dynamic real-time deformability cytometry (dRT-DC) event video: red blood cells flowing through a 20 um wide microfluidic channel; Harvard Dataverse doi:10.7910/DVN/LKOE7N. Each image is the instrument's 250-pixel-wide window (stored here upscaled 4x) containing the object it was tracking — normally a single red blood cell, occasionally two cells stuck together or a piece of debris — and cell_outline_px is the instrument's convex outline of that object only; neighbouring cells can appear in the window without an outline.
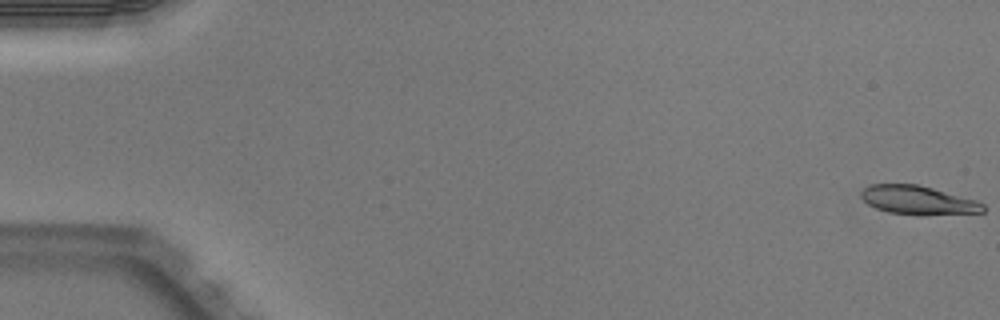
{"species": "Egyptian fruit bat (a non-hibernating species)", "species_latin": "Rousettus aegyptiacus", "temperature_condition": "warm", "stored_images_in_passage": 52, "camera_frame_rate_fps": 3000, "um_per_image_px": 0.085, "animal": {"sex": "male"}, "frame": {"image": 1, "passage_image": 1, "time_ms": 0.0, "image_size_px": [1000, 320], "cell_outline_px": [[984, 212], [920, 216], [888, 212], [876, 208], [868, 204], [860, 196], [860, 192], [864, 188], [872, 184], [916, 184], [932, 188], [976, 200], [984, 204]], "centroid_in_image_um": [78.03, 17.03], "position_along_channel_um": 7.0, "area_um2": 20.52}}
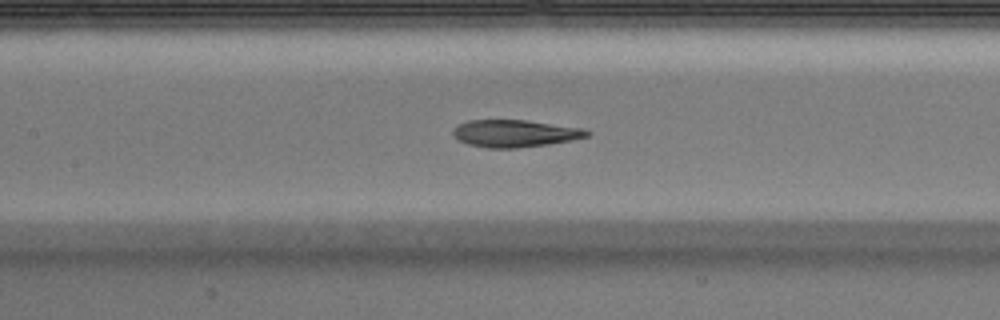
{"frame": {"image": 2, "passage_image": 25, "time_ms": 8.0, "image_size_px": [1000, 320], "cell_outline_px": [[592, 132], [588, 136], [572, 140], [548, 144], [516, 148], [488, 148], [468, 144], [452, 136], [452, 128], [468, 120], [524, 120], [584, 128]], "centroid_in_image_um": [43.76, 11.34], "position_along_channel_um": 163.6, "area_um2": 21.27}}
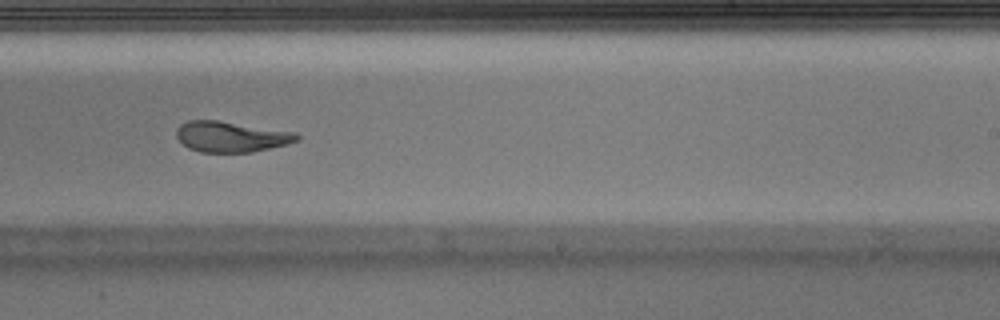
{"frame": {"image": 3, "passage_image": 33, "time_ms": 10.667, "image_size_px": [1000, 320], "cell_outline_px": [[300, 140], [288, 144], [252, 152], [200, 152], [188, 148], [176, 136], [176, 128], [180, 124], [188, 120], [216, 120], [296, 132], [300, 136]], "centroid_in_image_um": [19.65, 11.62], "position_along_channel_um": 269.3, "area_um2": 21.56}, "authors_computed_cell_mechanics": {"area_um2": 21.8773, "velocity_mm_per_s": 3.9788, "shape_relaxation_time_tau1_ms": null, "shape_relaxation_time_tau2_ms": 1.7263, "deformation_change_tau1": null, "deformation_change_tau2": 0.0882}}